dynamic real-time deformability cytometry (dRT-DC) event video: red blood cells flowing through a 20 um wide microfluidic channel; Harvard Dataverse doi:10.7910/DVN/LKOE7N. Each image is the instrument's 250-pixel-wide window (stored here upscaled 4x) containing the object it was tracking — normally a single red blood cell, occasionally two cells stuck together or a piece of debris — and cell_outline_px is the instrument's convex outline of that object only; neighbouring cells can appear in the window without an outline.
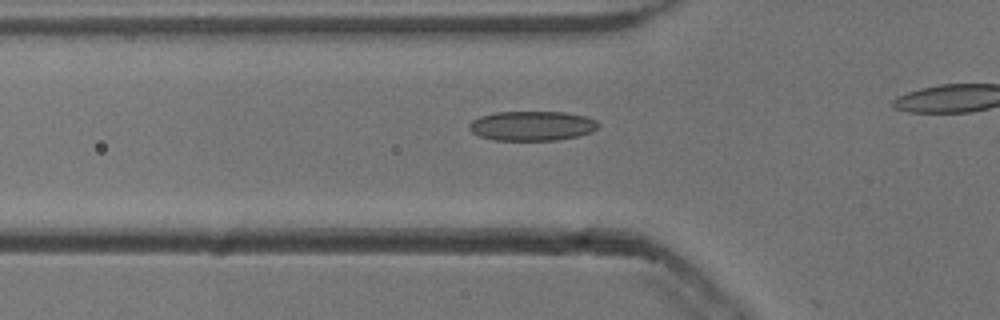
{"species": "common noctule bat (a hibernating species)", "species_latin": "Nyctalus noctula", "temperature_condition": "cold", "stored_images_in_passage": 15, "camera_frame_rate_fps": 3000, "um_per_image_px": 0.085, "animal": {"sex": "male", "body_mass_g": 13.3}, "frame": {"image": 1, "passage_image": 14, "time_ms": 4.333, "image_size_px": [1000, 320], "cell_outline_px": [[600, 124], [592, 132], [576, 136], [556, 140], [492, 140], [480, 136], [472, 132], [468, 128], [468, 124], [472, 120], [480, 116], [496, 112], [564, 112], [584, 116], [596, 120]], "centroid_in_image_um": [45.19, 10.69], "position_along_channel_um": 80.6, "area_um2": 22.25}}